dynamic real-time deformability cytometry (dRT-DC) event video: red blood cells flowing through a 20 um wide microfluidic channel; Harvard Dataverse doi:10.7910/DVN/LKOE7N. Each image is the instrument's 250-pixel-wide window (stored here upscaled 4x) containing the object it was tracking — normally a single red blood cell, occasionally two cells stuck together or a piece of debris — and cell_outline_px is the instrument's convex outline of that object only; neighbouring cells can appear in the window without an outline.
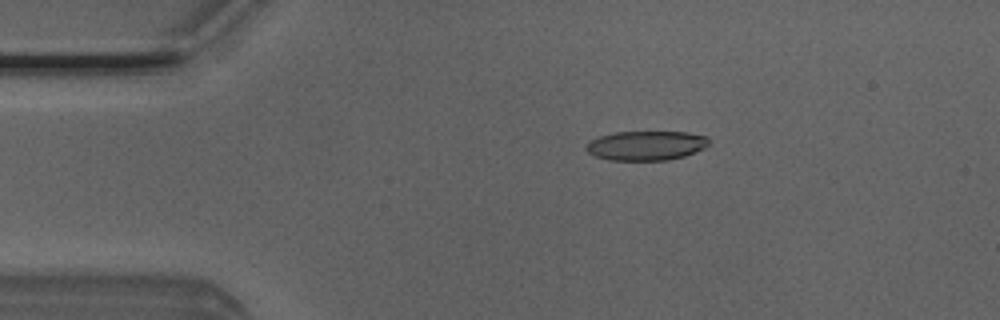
{"species": "Egyptian fruit bat (a non-hibernating species)", "species_latin": "Rousettus aegyptiacus", "temperature_condition": "room temperature", "stored_images_in_passage": 6, "camera_frame_rate_fps": 3000, "um_per_image_px": 0.085, "animal": {"sex": "male"}, "frame": {"image": 1, "passage_image": 3, "time_ms": 0.667, "image_size_px": [1000, 320], "cell_outline_px": [[708, 144], [704, 148], [684, 156], [668, 160], [608, 160], [596, 156], [588, 152], [584, 148], [588, 140], [600, 136], [616, 132], [688, 132], [708, 136]], "centroid_in_image_um": [54.9, 12.37], "position_along_channel_um": 30.1, "area_um2": 21.1}}